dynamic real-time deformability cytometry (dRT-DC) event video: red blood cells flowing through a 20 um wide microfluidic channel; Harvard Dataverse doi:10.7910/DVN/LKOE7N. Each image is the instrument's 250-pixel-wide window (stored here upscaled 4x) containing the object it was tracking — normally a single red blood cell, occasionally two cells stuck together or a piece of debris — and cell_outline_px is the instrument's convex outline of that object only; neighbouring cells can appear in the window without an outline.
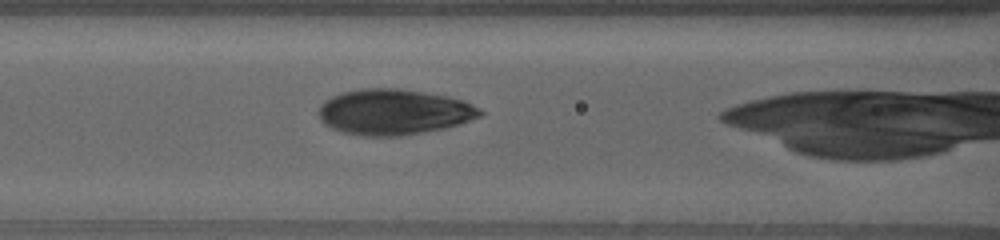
{"species": "human", "species_latin": "Homo sapiens", "temperature_condition": "warm", "stored_images_in_passage": 29, "camera_frame_rate_fps": 3000, "um_per_image_px": 0.085, "donor": {"sex": "female"}, "frame": {"image": 1, "passage_image": 21, "time_ms": 9.0, "image_size_px": [1000, 240], "cell_outline_px": [[484, 112], [480, 116], [444, 128], [396, 136], [364, 136], [344, 132], [332, 128], [324, 124], [320, 120], [316, 112], [320, 104], [324, 100], [340, 92], [360, 88], [400, 88], [448, 96], [472, 104], [480, 108]], "centroid_in_image_um": [33.4, 9.5], "position_along_channel_um": 133.2, "area_um2": 42.89}}
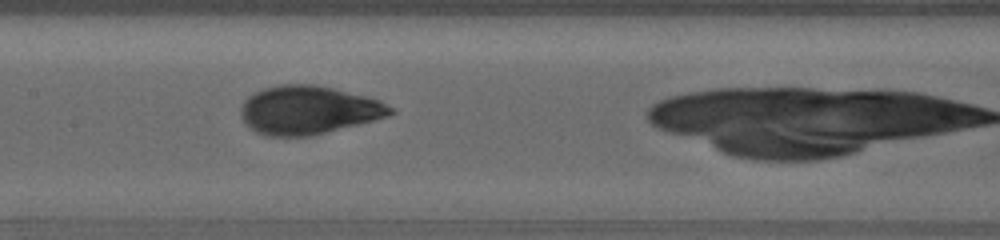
{"frame": {"image": 2, "passage_image": 25, "time_ms": 10.667, "image_size_px": [1000, 240], "cell_outline_px": [[396, 112], [388, 116], [308, 136], [264, 136], [248, 128], [240, 112], [244, 100], [248, 96], [264, 88], [276, 84], [316, 84], [368, 96], [380, 100], [396, 108]], "centroid_in_image_um": [26.21, 9.34], "position_along_channel_um": 181.2, "area_um2": 42.25}}
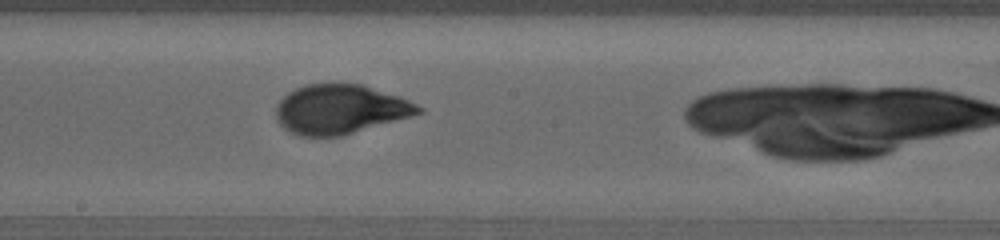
{"frame": {"image": 3, "passage_image": 28, "time_ms": 12.0, "image_size_px": [1000, 240], "cell_outline_px": [[424, 112], [340, 136], [300, 136], [284, 128], [280, 124], [276, 116], [276, 104], [288, 92], [304, 84], [332, 80], [336, 80], [364, 84], [400, 96], [424, 108]], "centroid_in_image_um": [28.9, 9.22], "position_along_channel_um": 219.3, "area_um2": 41.67}}